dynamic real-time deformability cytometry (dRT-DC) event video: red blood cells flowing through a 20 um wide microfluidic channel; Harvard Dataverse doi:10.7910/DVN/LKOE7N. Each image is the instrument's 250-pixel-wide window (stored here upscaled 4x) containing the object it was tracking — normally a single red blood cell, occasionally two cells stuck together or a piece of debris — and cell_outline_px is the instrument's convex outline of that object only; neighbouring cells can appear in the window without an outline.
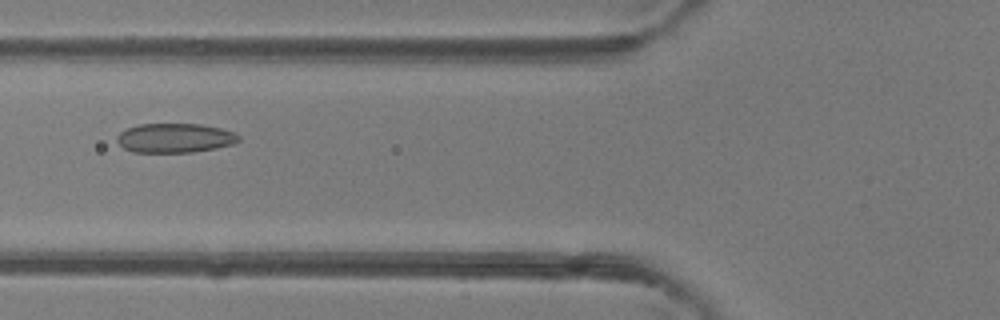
{"species": "common noctule bat (a hibernating species)", "species_latin": "Nyctalus noctula", "temperature_condition": "room temperature", "stored_images_in_passage": 46, "camera_frame_rate_fps": 3000, "um_per_image_px": 0.085, "animal": {"sex": "female"}, "frame": {"image": 1, "passage_image": 18, "time_ms": 5.667, "image_size_px": [1000, 320], "cell_outline_px": [[236, 140], [228, 144], [212, 148], [188, 152], [136, 152], [124, 148], [120, 144], [120, 136], [128, 128], [144, 124], [196, 124], [216, 128], [232, 132], [236, 136]], "centroid_in_image_um": [14.81, 11.73], "position_along_channel_um": 111.0, "area_um2": 19.54}}
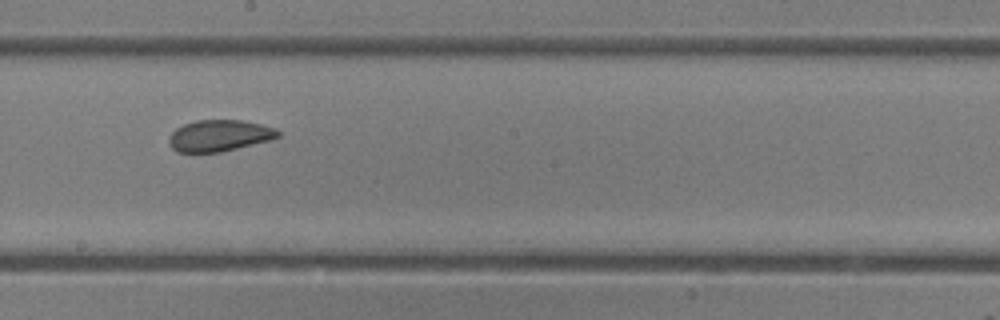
{"frame": {"image": 2, "passage_image": 26, "time_ms": 8.333, "image_size_px": [1000, 320], "cell_outline_px": [[280, 136], [268, 140], [216, 152], [180, 152], [172, 148], [172, 132], [176, 128], [184, 124], [200, 120], [236, 120], [256, 124], [272, 128], [280, 132]], "centroid_in_image_um": [18.62, 11.52], "position_along_channel_um": 229.6, "area_um2": 18.96}}
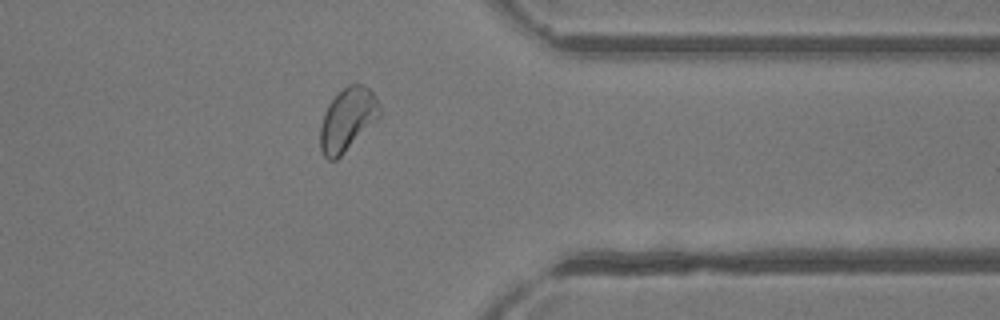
{"frame": {"image": 3, "passage_image": 37, "time_ms": 12.0, "image_size_px": [1000, 320], "cell_outline_px": [[376, 100], [356, 132], [340, 156], [336, 160], [328, 160], [324, 156], [320, 148], [320, 128], [324, 116], [332, 100], [344, 88], [352, 84], [360, 84], [368, 88], [372, 92]], "centroid_in_image_um": [29.27, 10.13], "position_along_channel_um": 382.1, "area_um2": 18.09}, "authors_computed_cell_mechanics": {"area_um2": 19.7098, "velocity_mm_per_s": 4.447, "shape_relaxation_time_tau1_ms": 8.4618, "shape_relaxation_time_tau2_ms": 0.9256, "deformation_change_tau1": 0.1216, "deformation_change_tau2": 0.0622}}